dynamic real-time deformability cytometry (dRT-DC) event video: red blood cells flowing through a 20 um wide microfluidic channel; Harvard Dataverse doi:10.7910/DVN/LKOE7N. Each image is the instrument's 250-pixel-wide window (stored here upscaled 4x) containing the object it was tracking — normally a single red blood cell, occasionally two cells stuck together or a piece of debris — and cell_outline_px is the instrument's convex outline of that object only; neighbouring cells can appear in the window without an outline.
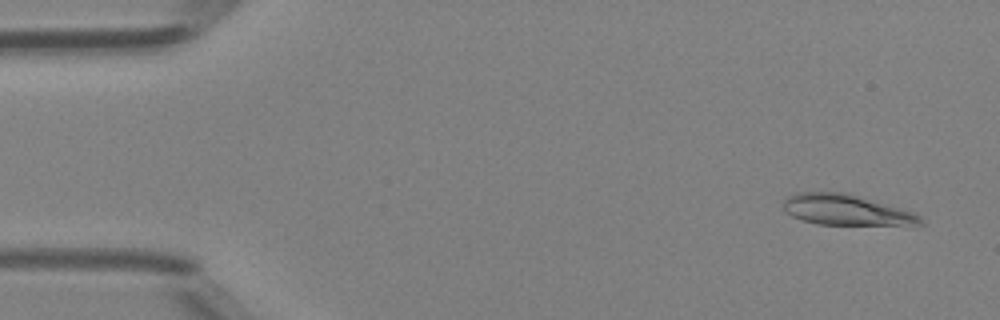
{"species": "Egyptian fruit bat (a non-hibernating species)", "species_latin": "Rousettus aegyptiacus", "temperature_condition": "room temperature", "stored_images_in_passage": 48, "camera_frame_rate_fps": 3000, "um_per_image_px": 0.085, "animal": {"sex": "female"}, "frame": {"image": 1, "passage_image": 3, "time_ms": 0.667, "image_size_px": [1000, 320], "cell_outline_px": [[924, 224], [816, 224], [800, 220], [784, 212], [784, 200], [788, 196], [796, 192], [844, 192], [900, 208], [912, 212], [920, 216], [924, 220]], "centroid_in_image_um": [71.85, 17.83], "position_along_channel_um": 13.2, "area_um2": 24.1}}
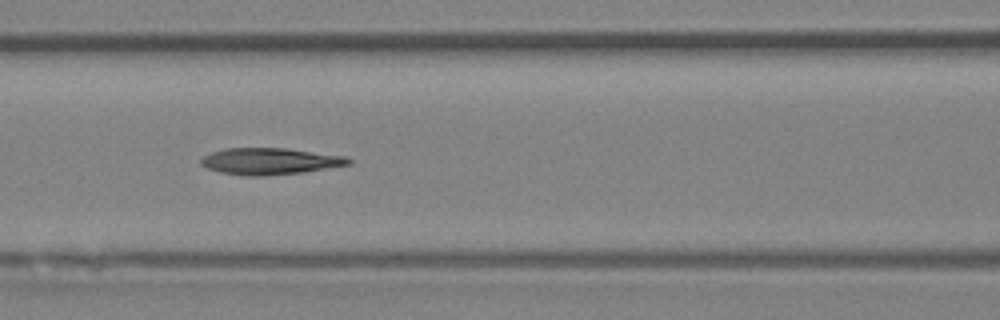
{"frame": {"image": 2, "passage_image": 21, "time_ms": 6.667, "image_size_px": [1000, 320], "cell_outline_px": [[352, 164], [304, 172], [264, 176], [244, 176], [220, 172], [208, 168], [200, 164], [200, 160], [204, 156], [212, 152], [224, 148], [288, 148], [344, 156], [352, 160]], "centroid_in_image_um": [22.95, 13.71], "position_along_channel_um": 143.7, "area_um2": 22.95}}
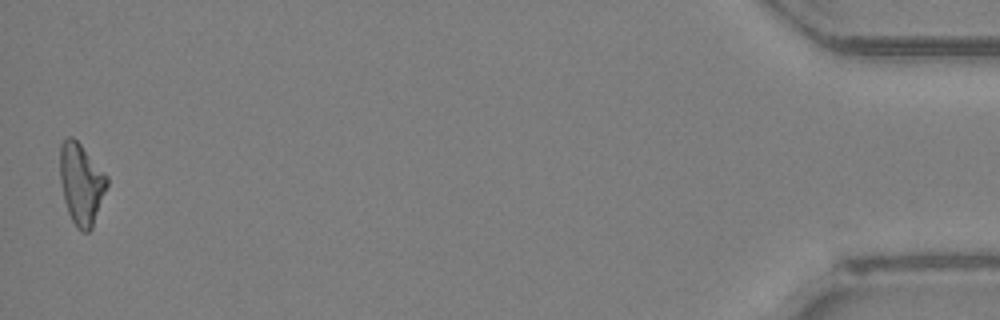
{"frame": {"image": 3, "passage_image": 48, "time_ms": 15.667, "image_size_px": [1000, 320], "cell_outline_px": [[108, 184], [92, 228], [88, 232], [80, 232], [76, 228], [68, 212], [64, 200], [60, 180], [60, 144], [68, 136], [72, 136], [80, 144], [108, 176]], "centroid_in_image_um": [6.9, 15.64], "position_along_channel_um": 428.3, "area_um2": 22.2}, "authors_computed_cell_mechanics": {"area_um2": 22.4842, "velocity_mm_per_s": 4.2326, "shape_relaxation_time_tau1_ms": 6.088, "shape_relaxation_time_tau2_ms": 6.5968, "deformation_change_tau1": 0.1921, "deformation_change_tau2": 0.1815}}